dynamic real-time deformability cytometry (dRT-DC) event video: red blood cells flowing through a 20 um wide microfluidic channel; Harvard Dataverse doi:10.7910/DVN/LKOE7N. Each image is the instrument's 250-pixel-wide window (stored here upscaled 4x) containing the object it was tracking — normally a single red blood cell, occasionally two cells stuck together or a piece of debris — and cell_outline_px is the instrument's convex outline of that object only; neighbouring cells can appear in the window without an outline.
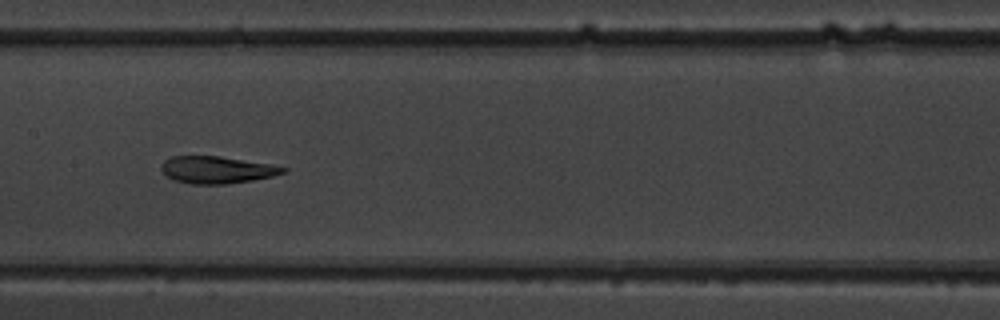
{"species": "common noctule bat (a hibernating species)", "species_latin": "Nyctalus noctula", "temperature_condition": "warm", "stored_images_in_passage": 10, "camera_frame_rate_fps": 3000, "um_per_image_px": 0.085, "animal": {"sex": "male", "body_mass_g": 19.5, "forearm_length_mm": 54.6}, "frame": {"image": 1, "passage_image": 9, "time_ms": 9.333, "image_size_px": [1000, 320], "cell_outline_px": [[288, 172], [272, 176], [252, 180], [224, 184], [192, 184], [172, 180], [160, 168], [160, 164], [164, 160], [172, 156], [220, 156], [272, 164], [288, 168]], "centroid_in_image_um": [18.44, 14.43], "position_along_channel_um": 189.0, "area_um2": 19.36}}
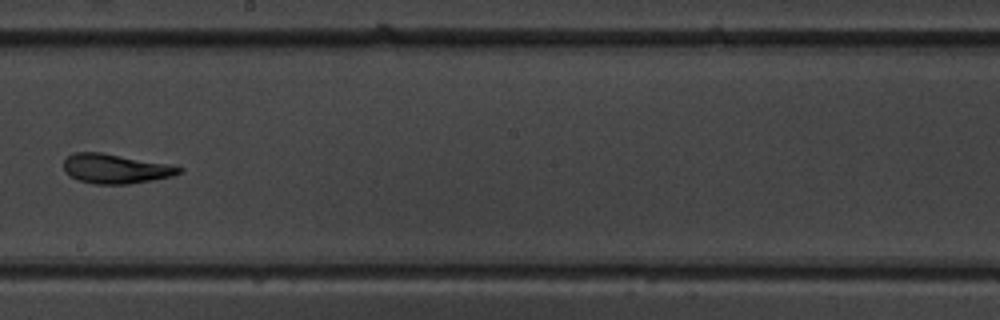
{"frame": {"image": 2, "passage_image": 10, "time_ms": 10.667, "image_size_px": [1000, 320], "cell_outline_px": [[184, 168], [180, 172], [172, 176], [152, 180], [128, 184], [92, 184], [80, 180], [64, 172], [64, 160], [68, 156], [76, 152], [100, 152], [164, 164]], "centroid_in_image_um": [9.77, 14.35], "position_along_channel_um": 238.4, "area_um2": 19.36}}